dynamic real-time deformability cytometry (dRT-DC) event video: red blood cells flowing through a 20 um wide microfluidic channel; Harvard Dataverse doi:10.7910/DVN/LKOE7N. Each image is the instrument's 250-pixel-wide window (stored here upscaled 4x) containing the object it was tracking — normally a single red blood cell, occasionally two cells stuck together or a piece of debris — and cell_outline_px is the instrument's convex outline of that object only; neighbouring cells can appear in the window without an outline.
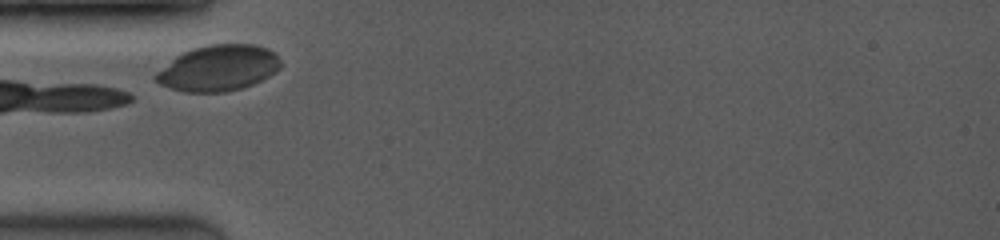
{"species": "common noctule bat (a hibernating species)", "species_latin": "Nyctalus noctula", "temperature_condition": "room temperature", "stored_images_in_passage": 7, "camera_frame_rate_fps": 3500, "um_per_image_px": 0.085, "animal": {"sex": "female", "body_mass_g": 19.0, "forearm_length_mm": 53.3}, "frame": {"image": 1, "passage_image": 1, "time_ms": 0.0, "image_size_px": [1000, 240], "cell_outline_px": [[284, 64], [280, 68], [268, 76], [252, 84], [240, 88], [224, 92], [184, 92], [160, 84], [152, 76], [156, 72], [176, 56], [192, 48], [208, 44], [256, 44], [268, 48], [276, 52]], "centroid_in_image_um": [18.59, 5.77], "position_along_channel_um": 66.4, "area_um2": 33.52}}